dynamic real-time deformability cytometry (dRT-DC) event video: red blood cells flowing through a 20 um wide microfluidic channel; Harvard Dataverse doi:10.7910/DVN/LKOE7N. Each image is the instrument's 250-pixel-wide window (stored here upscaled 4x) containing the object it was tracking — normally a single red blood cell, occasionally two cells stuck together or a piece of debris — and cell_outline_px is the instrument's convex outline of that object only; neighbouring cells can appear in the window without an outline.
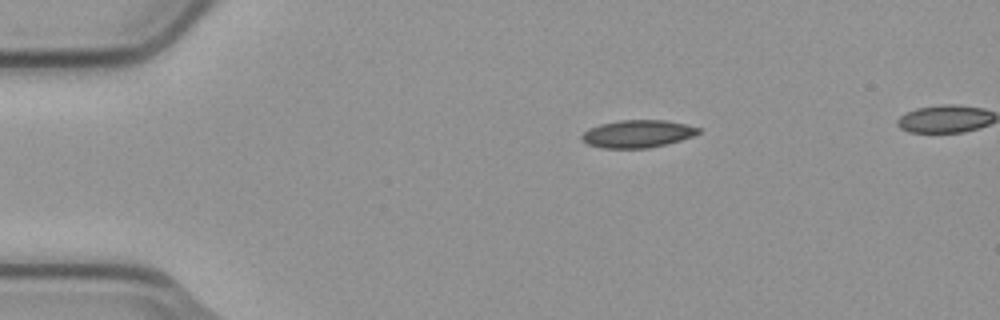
{"species": "common noctule bat (a hibernating species)", "species_latin": "Nyctalus noctula", "temperature_condition": "cold", "stored_images_in_passage": 5, "camera_frame_rate_fps": 3000, "um_per_image_px": 0.085, "animal": {"sex": "male", "body_mass_g": 23.1, "forearm_length_mm": 52.7}, "frame": {"image": 1, "passage_image": 1, "time_ms": 0.0, "image_size_px": [1000, 320], "cell_outline_px": [[700, 132], [692, 136], [680, 140], [648, 148], [600, 148], [588, 144], [580, 136], [588, 128], [600, 124], [620, 120], [664, 120], [684, 124], [700, 128]], "centroid_in_image_um": [54.16, 11.37], "position_along_channel_um": 30.8, "area_um2": 18.55}}
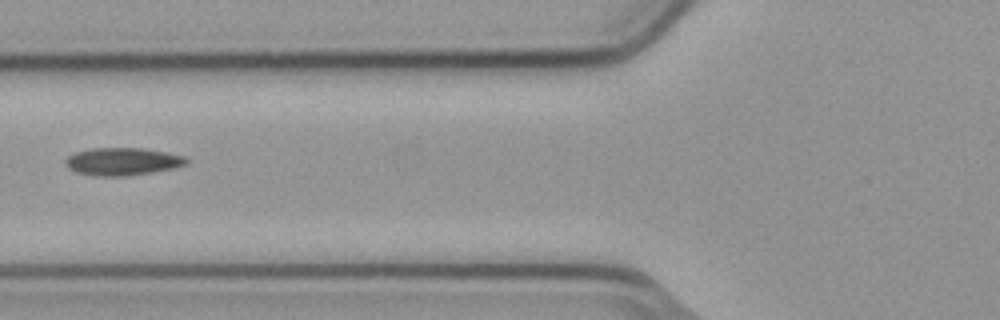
{"frame": {"image": 2, "passage_image": 4, "time_ms": 1.0, "image_size_px": [1000, 320], "cell_outline_px": [[188, 160], [184, 164], [172, 168], [152, 172], [124, 176], [96, 176], [76, 172], [68, 168], [64, 164], [64, 160], [68, 156], [76, 152], [92, 148], [144, 148], [184, 156]], "centroid_in_image_um": [10.35, 13.73], "position_along_channel_um": 115.5, "area_um2": 19.31}}
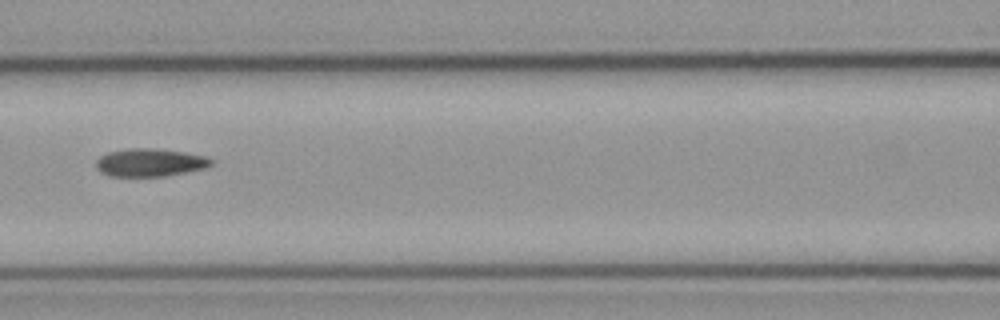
{"frame": {"image": 3, "passage_image": 5, "time_ms": 1.333, "image_size_px": [1000, 320], "cell_outline_px": [[212, 164], [204, 168], [164, 176], [108, 176], [100, 172], [96, 168], [96, 160], [100, 156], [108, 152], [128, 148], [152, 148], [184, 152], [208, 156], [212, 160]], "centroid_in_image_um": [12.71, 13.81], "position_along_channel_um": 153.9, "area_um2": 18.73}}